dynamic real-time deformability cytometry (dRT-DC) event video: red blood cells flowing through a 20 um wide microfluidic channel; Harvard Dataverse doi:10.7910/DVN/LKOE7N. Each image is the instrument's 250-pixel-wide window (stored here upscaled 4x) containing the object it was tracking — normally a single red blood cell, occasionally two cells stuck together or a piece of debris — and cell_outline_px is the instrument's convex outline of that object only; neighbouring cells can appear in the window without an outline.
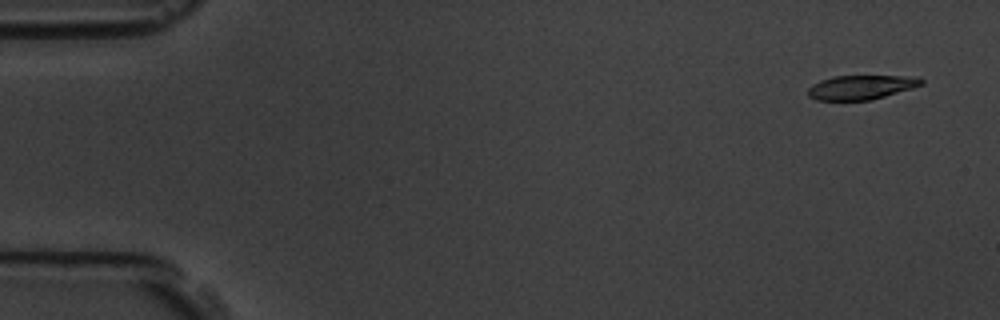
{"species": "common noctule bat (a hibernating species)", "species_latin": "Nyctalus noctula", "temperature_condition": "room temperature", "stored_images_in_passage": 5, "camera_frame_rate_fps": 3000, "um_per_image_px": 0.085, "animal": {"sex": "male", "body_mass_g": 19.5, "forearm_length_mm": 54.6}, "frame": {"image": 1, "passage_image": 1, "time_ms": 0.0, "image_size_px": [1000, 320], "cell_outline_px": [[924, 84], [912, 88], [884, 96], [868, 100], [816, 100], [808, 96], [808, 88], [812, 84], [820, 80], [832, 76], [920, 76], [924, 80]], "centroid_in_image_um": [73.2, 7.4], "position_along_channel_um": 11.8, "area_um2": 16.07}}
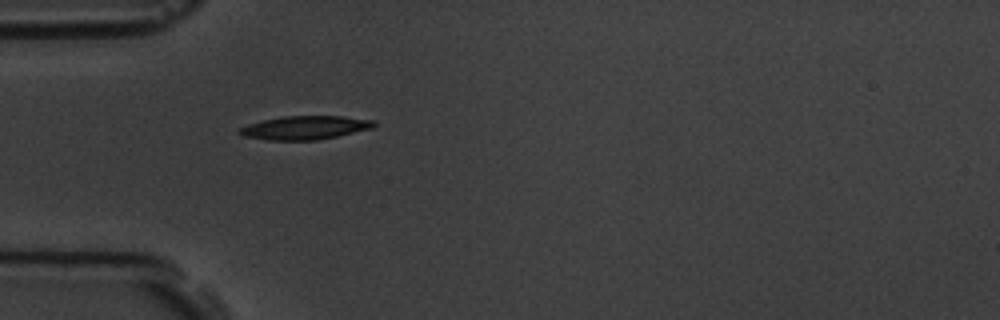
{"frame": {"image": 2, "passage_image": 5, "time_ms": 4.667, "image_size_px": [1000, 320], "cell_outline_px": [[376, 124], [372, 128], [336, 136], [316, 140], [268, 140], [244, 136], [236, 132], [240, 128], [248, 124], [280, 116], [344, 116], [376, 120]], "centroid_in_image_um": [25.92, 10.84], "position_along_channel_um": 59.1, "area_um2": 18.44}}